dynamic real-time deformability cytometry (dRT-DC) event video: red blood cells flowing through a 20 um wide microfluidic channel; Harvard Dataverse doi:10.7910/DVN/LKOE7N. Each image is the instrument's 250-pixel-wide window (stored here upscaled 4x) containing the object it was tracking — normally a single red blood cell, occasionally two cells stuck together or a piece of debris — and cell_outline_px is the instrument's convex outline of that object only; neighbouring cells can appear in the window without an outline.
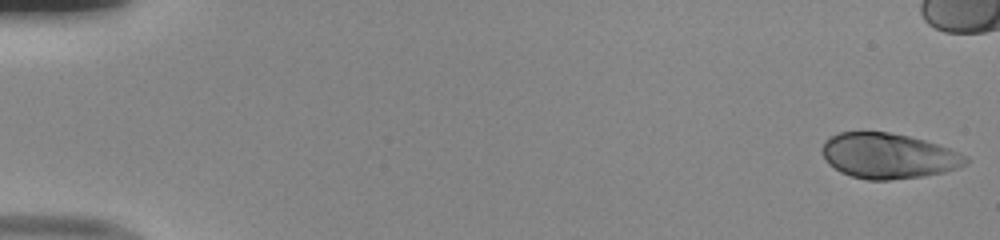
{"species": "human", "species_latin": "Homo sapiens", "temperature_condition": "room temperature", "stored_images_in_passage": 45, "camera_frame_rate_fps": 3000, "um_per_image_px": 0.085, "donor": {"sex": "male"}, "frame": {"image": 1, "passage_image": 1, "time_ms": 0.0, "image_size_px": [1000, 240], "cell_outline_px": [[968, 164], [944, 172], [924, 176], [888, 180], [868, 180], [852, 176], [840, 172], [828, 164], [824, 156], [824, 140], [828, 136], [840, 132], [888, 132], [908, 136], [924, 140], [948, 148], [968, 156]], "centroid_in_image_um": [75.51, 13.25], "position_along_channel_um": 9.5, "area_um2": 37.8}}
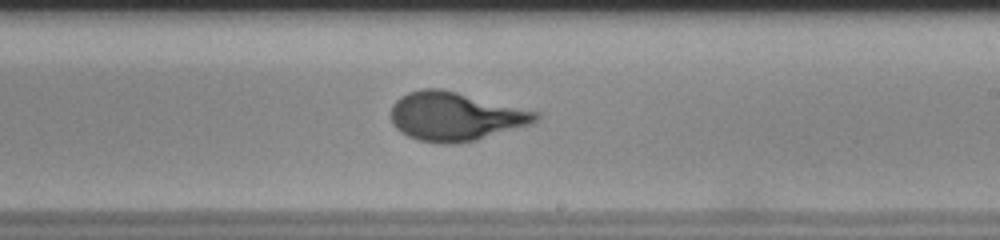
{"frame": {"image": 2, "passage_image": 31, "time_ms": 10.0, "image_size_px": [1000, 240], "cell_outline_px": [[540, 116], [532, 124], [476, 140], [452, 144], [440, 144], [420, 140], [408, 136], [400, 132], [392, 124], [392, 104], [400, 96], [408, 92], [420, 88], [440, 88], [540, 112]], "centroid_in_image_um": [38.69, 9.89], "position_along_channel_um": 250.3, "area_um2": 41.1}}
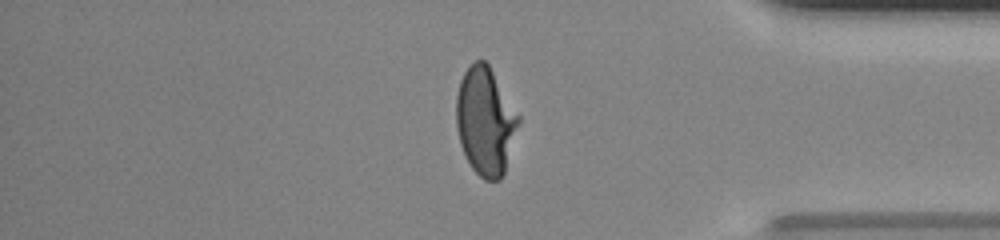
{"frame": {"image": 3, "passage_image": 43, "time_ms": 14.0, "image_size_px": [1000, 240], "cell_outline_px": [[520, 124], [504, 172], [500, 180], [484, 180], [472, 168], [460, 144], [456, 124], [456, 96], [460, 80], [468, 64], [472, 60], [484, 60], [488, 64], [520, 116]], "centroid_in_image_um": [41.25, 10.27], "position_along_channel_um": 393.9, "area_um2": 39.19}}